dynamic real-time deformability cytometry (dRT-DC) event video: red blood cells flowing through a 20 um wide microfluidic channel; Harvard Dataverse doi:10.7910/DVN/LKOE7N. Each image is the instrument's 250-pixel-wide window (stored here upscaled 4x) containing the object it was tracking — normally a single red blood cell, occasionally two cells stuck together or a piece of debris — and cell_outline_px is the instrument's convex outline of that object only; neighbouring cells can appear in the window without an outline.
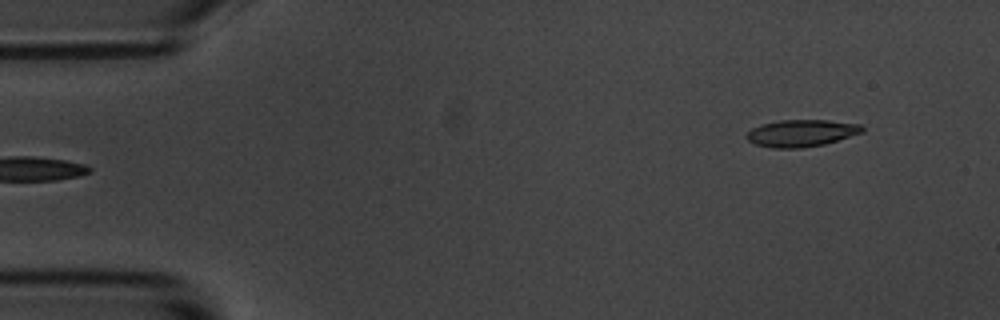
{"species": "common noctule bat (a hibernating species)", "species_latin": "Nyctalus noctula", "temperature_condition": "room temperature", "stored_images_in_passage": 3, "camera_frame_rate_fps": 3000, "um_per_image_px": 0.085, "animal": {"sex": "male", "body_mass_g": 20.1, "forearm_length_mm": 53.5}, "frame": {"image": 1, "passage_image": 1, "time_ms": 0.0, "image_size_px": [1000, 320], "cell_outline_px": [[864, 132], [824, 144], [800, 148], [772, 148], [756, 144], [748, 140], [744, 136], [752, 128], [760, 124], [780, 120], [828, 120], [860, 124], [864, 128]], "centroid_in_image_um": [68.1, 11.31], "position_along_channel_um": 16.9, "area_um2": 18.21}}